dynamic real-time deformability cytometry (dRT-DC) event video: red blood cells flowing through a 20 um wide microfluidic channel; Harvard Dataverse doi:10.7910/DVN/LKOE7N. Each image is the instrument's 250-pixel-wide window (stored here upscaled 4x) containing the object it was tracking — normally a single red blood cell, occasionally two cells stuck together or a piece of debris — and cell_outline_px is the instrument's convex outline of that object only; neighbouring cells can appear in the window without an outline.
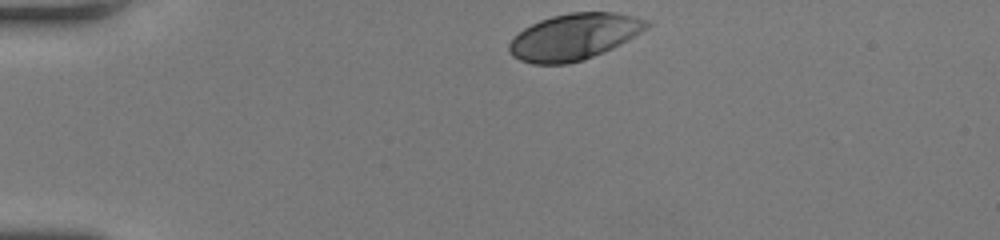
{"species": "human", "species_latin": "Homo sapiens", "temperature_condition": "room temperature", "stored_images_in_passage": 32, "camera_frame_rate_fps": 3000, "um_per_image_px": 0.085, "donor": {"sex": "female"}, "frame": {"image": 1, "passage_image": 1, "time_ms": 0.0, "image_size_px": [1000, 240], "cell_outline_px": [[652, 24], [648, 28], [628, 40], [612, 48], [584, 60], [568, 64], [532, 64], [520, 60], [512, 56], [508, 48], [508, 44], [524, 28], [540, 20], [552, 16], [572, 12], [616, 12], [652, 20]], "centroid_in_image_um": [48.84, 3.12], "position_along_channel_um": 36.2, "area_um2": 37.22}}
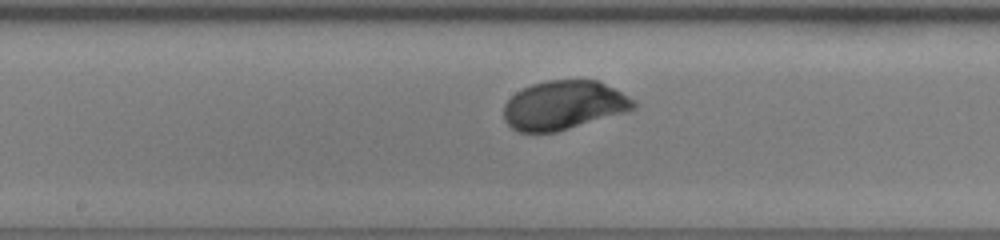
{"frame": {"image": 2, "passage_image": 17, "time_ms": 5.333, "image_size_px": [1000, 240], "cell_outline_px": [[636, 108], [628, 112], [556, 132], [520, 132], [512, 128], [504, 120], [504, 104], [516, 92], [532, 84], [548, 80], [596, 80], [636, 100]], "centroid_in_image_um": [47.93, 8.95], "position_along_channel_um": 200.3, "area_um2": 36.93}}
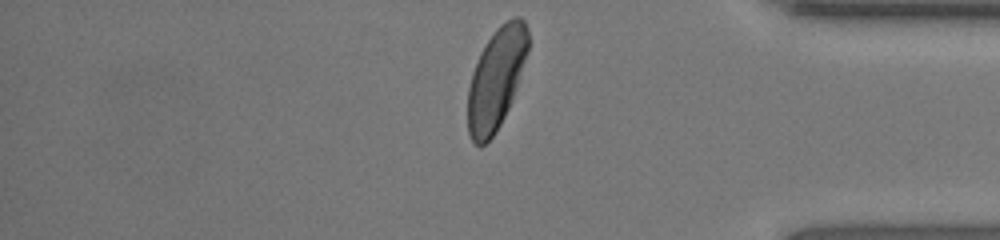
{"frame": {"image": 3, "passage_image": 32, "time_ms": 10.333, "image_size_px": [1000, 240], "cell_outline_px": [[528, 52], [512, 100], [496, 132], [480, 148], [472, 140], [468, 132], [468, 88], [472, 72], [480, 52], [496, 28], [500, 24], [512, 16], [520, 16], [524, 20], [528, 28]], "centroid_in_image_um": [42.18, 6.66], "position_along_channel_um": 393.0, "area_um2": 35.49}, "authors_computed_cell_mechanics": {"area_um2": 36.7319, "velocity_mm_per_s": 4.2034, "shape_relaxation_time_tau1_ms": 1.9783, "shape_relaxation_time_tau2_ms": null, "deformation_change_tau1": 0.1481, "deformation_change_tau2": null}}